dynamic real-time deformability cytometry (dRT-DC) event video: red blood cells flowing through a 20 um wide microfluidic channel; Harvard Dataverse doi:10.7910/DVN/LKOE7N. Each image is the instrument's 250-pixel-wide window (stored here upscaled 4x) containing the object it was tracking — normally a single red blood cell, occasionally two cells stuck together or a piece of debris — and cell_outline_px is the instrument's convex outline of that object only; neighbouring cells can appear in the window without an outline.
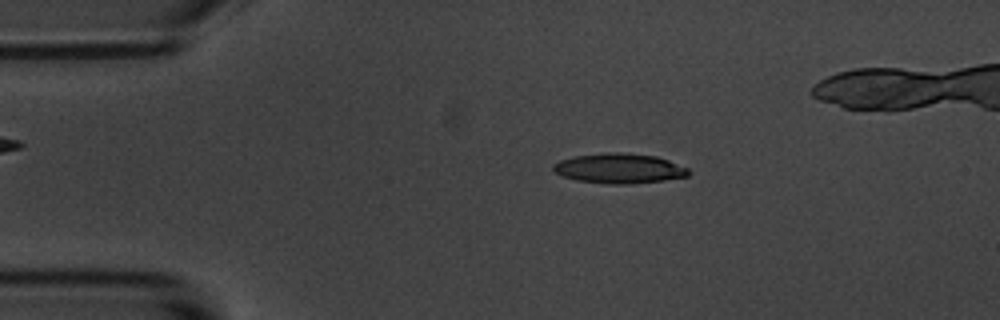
{"species": "common noctule bat (a hibernating species)", "species_latin": "Nyctalus noctula", "temperature_condition": "room temperature", "stored_images_in_passage": 14, "camera_frame_rate_fps": 3000, "um_per_image_px": 0.085, "animal": {"sex": "male", "body_mass_g": 20.1, "forearm_length_mm": 53.5}, "frame": {"image": 1, "passage_image": 3, "time_ms": 2.0, "image_size_px": [1000, 320], "cell_outline_px": [[692, 172], [688, 176], [660, 180], [628, 184], [612, 184], [576, 180], [552, 172], [552, 164], [560, 160], [572, 156], [604, 152], [624, 152], [656, 156], [668, 160], [688, 168]], "centroid_in_image_um": [52.59, 14.3], "position_along_channel_um": 32.4, "area_um2": 23.7}}
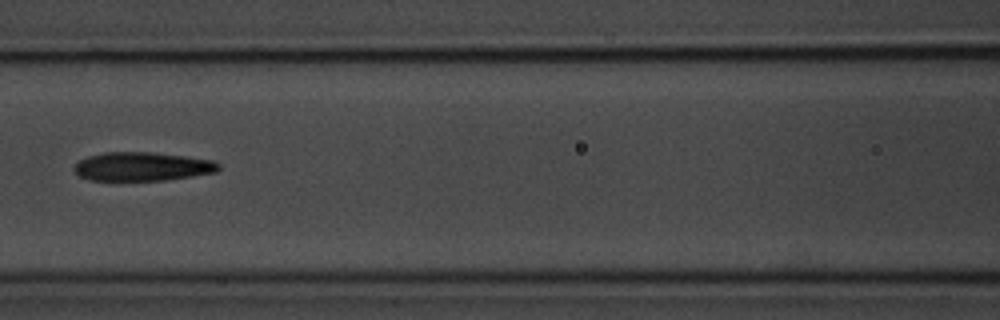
{"frame": {"image": 2, "passage_image": 6, "time_ms": 6.667, "image_size_px": [1000, 320], "cell_outline_px": [[220, 168], [216, 172], [168, 180], [88, 180], [80, 176], [72, 168], [80, 160], [88, 156], [104, 152], [152, 152], [212, 160], [220, 164]], "centroid_in_image_um": [12.08, 14.15], "position_along_channel_um": 154.5, "area_um2": 24.1}}
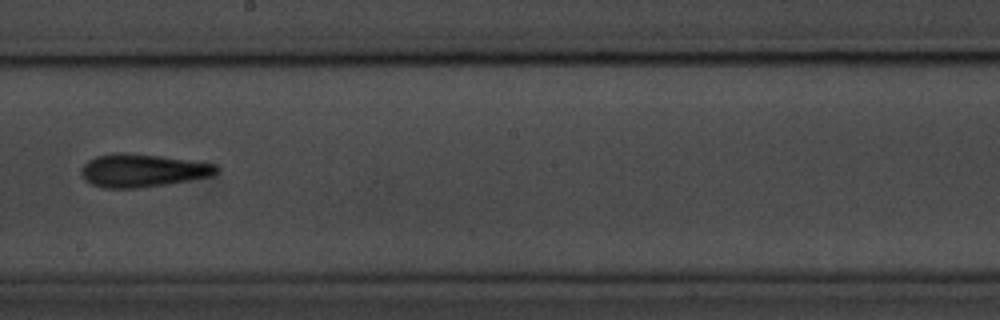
{"frame": {"image": 3, "passage_image": 8, "time_ms": 9.0, "image_size_px": [1000, 320], "cell_outline_px": [[216, 172], [208, 176], [188, 180], [164, 184], [136, 188], [104, 188], [92, 184], [84, 180], [80, 172], [84, 164], [88, 160], [96, 156], [116, 152], [124, 152], [160, 156], [216, 164]], "centroid_in_image_um": [12.02, 14.48], "position_along_channel_um": 236.2, "area_um2": 25.66}}